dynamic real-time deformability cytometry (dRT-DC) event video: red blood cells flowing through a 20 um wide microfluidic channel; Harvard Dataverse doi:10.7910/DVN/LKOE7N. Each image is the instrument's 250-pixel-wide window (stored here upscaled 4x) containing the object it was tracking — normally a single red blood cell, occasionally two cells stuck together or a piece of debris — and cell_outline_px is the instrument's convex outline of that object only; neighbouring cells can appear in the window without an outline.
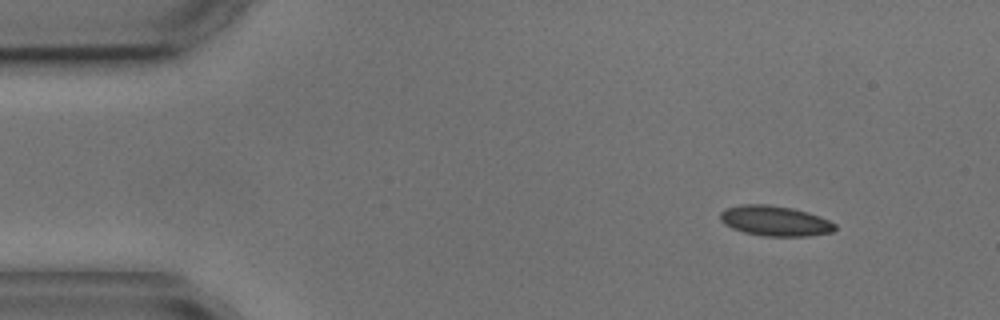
{"species": "common noctule bat (a hibernating species)", "species_latin": "Nyctalus noctula", "temperature_condition": "cold", "stored_images_in_passage": 3, "camera_frame_rate_fps": 3000, "um_per_image_px": 0.085, "animal": {"sex": "male", "body_mass_g": 17.9, "forearm_length_mm": 54.2}, "frame": {"image": 1, "passage_image": 1, "time_ms": 0.0, "image_size_px": [1000, 320], "cell_outline_px": [[836, 228], [832, 232], [808, 236], [764, 236], [744, 232], [732, 228], [724, 224], [720, 220], [720, 212], [724, 208], [740, 204], [768, 204], [792, 208], [808, 212], [820, 216], [836, 224]], "centroid_in_image_um": [65.85, 18.76], "position_along_channel_um": 19.2, "area_um2": 20.35}}